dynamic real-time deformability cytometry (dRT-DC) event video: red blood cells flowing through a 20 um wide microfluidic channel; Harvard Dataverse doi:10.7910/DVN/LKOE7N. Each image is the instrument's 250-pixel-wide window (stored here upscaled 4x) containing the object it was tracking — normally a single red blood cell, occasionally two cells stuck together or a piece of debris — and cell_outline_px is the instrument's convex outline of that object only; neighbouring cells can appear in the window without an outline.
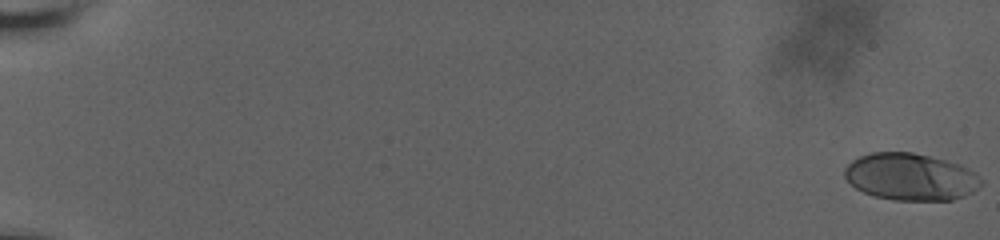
{"species": "human", "species_latin": "Homo sapiens", "temperature_condition": "room temperature", "stored_images_in_passage": 30, "camera_frame_rate_fps": 3000, "um_per_image_px": 0.085, "donor": {"sex": "male"}, "frame": {"image": 1, "passage_image": 1, "time_ms": 0.0, "image_size_px": [1000, 240], "cell_outline_px": [[984, 184], [972, 192], [964, 196], [952, 200], [892, 200], [876, 196], [864, 192], [856, 188], [844, 176], [844, 168], [852, 160], [860, 156], [872, 152], [912, 152], [960, 164], [976, 172], [984, 180]], "centroid_in_image_um": [77.44, 15.03], "position_along_channel_um": 7.6, "area_um2": 37.57}}
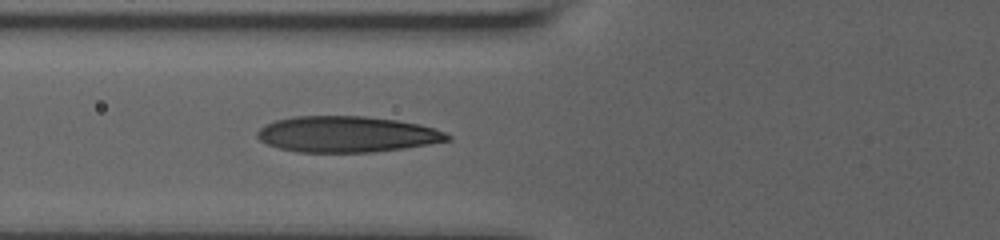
{"frame": {"image": 2, "passage_image": 22, "time_ms": 8.667, "image_size_px": [1000, 240], "cell_outline_px": [[452, 140], [404, 148], [372, 152], [296, 152], [280, 148], [268, 144], [260, 140], [256, 136], [256, 132], [264, 124], [276, 120], [292, 116], [364, 116], [396, 120], [416, 124], [432, 128], [444, 132], [452, 136]], "centroid_in_image_um": [29.45, 11.41], "position_along_channel_um": 96.4, "area_um2": 39.82}}
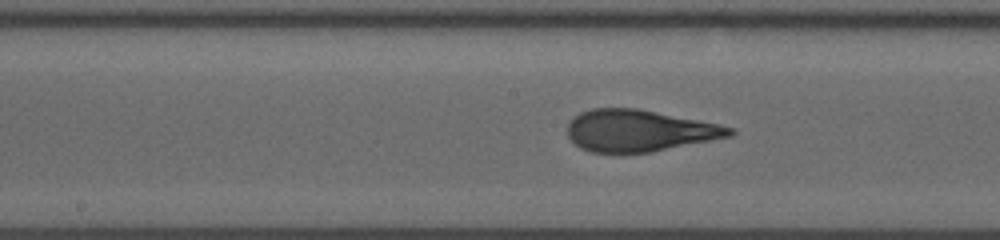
{"frame": {"image": 3, "passage_image": 30, "time_ms": 11.333, "image_size_px": [1000, 240], "cell_outline_px": [[736, 132], [732, 136], [652, 152], [624, 156], [620, 156], [592, 152], [580, 148], [568, 136], [568, 120], [580, 112], [592, 108], [636, 108], [720, 124], [732, 128]], "centroid_in_image_um": [54.3, 11.14], "position_along_channel_um": 193.9, "area_um2": 40.23}}